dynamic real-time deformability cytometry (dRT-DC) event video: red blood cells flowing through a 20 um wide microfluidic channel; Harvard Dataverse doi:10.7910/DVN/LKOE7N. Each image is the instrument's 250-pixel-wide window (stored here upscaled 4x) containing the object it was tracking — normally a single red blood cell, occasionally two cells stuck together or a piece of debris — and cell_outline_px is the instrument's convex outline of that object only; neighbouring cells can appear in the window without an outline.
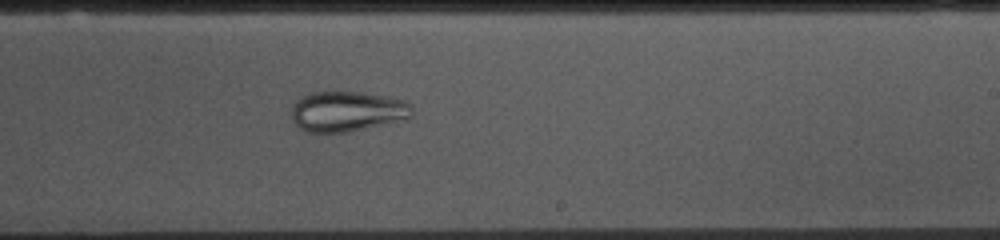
{"species": "common noctule bat (a hibernating species)", "species_latin": "Nyctalus noctula", "temperature_condition": "cold", "stored_images_in_passage": 53, "camera_frame_rate_fps": 3000, "um_per_image_px": 0.085, "animal": {"sex": "female", "body_mass_g": 10.0, "forearm_length_mm": 53.1}, "frame": {"image": 1, "passage_image": 31, "time_ms": 10.0, "image_size_px": [1000, 240], "cell_outline_px": [[412, 116], [408, 120], [348, 132], [308, 132], [300, 128], [296, 124], [292, 116], [292, 108], [296, 100], [300, 96], [308, 92], [360, 92], [388, 96], [404, 100], [412, 104]], "centroid_in_image_um": [29.56, 9.46], "position_along_channel_um": 259.4, "area_um2": 28.73}}
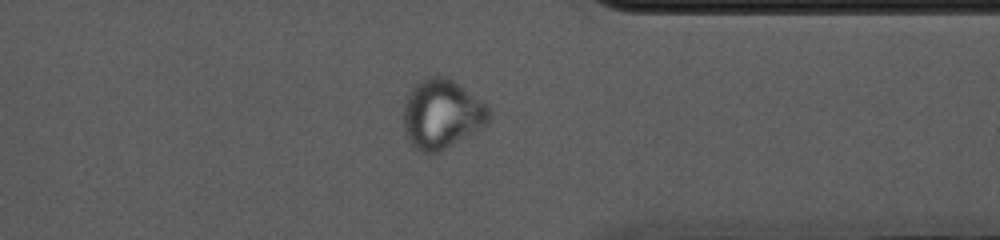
{"frame": {"image": 2, "passage_image": 41, "time_ms": 13.333, "image_size_px": [1000, 240], "cell_outline_px": [[488, 124], [440, 152], [428, 156], [420, 152], [412, 144], [404, 132], [404, 100], [412, 88], [420, 80], [428, 76], [444, 76], [452, 80], [488, 104]], "centroid_in_image_um": [37.53, 9.72], "position_along_channel_um": 373.9, "area_um2": 34.62}}
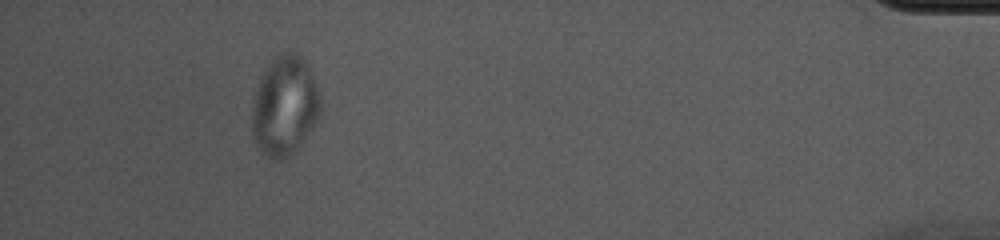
{"frame": {"image": 3, "passage_image": 49, "time_ms": 16.0, "image_size_px": [1000, 240], "cell_outline_px": [[320, 116], [292, 156], [280, 160], [276, 160], [260, 152], [256, 148], [252, 136], [252, 100], [260, 76], [268, 64], [276, 56], [284, 52], [296, 52], [308, 64], [320, 92]], "centroid_in_image_um": [24.18, 9.02], "position_along_channel_um": 411.0, "area_um2": 40.29}}